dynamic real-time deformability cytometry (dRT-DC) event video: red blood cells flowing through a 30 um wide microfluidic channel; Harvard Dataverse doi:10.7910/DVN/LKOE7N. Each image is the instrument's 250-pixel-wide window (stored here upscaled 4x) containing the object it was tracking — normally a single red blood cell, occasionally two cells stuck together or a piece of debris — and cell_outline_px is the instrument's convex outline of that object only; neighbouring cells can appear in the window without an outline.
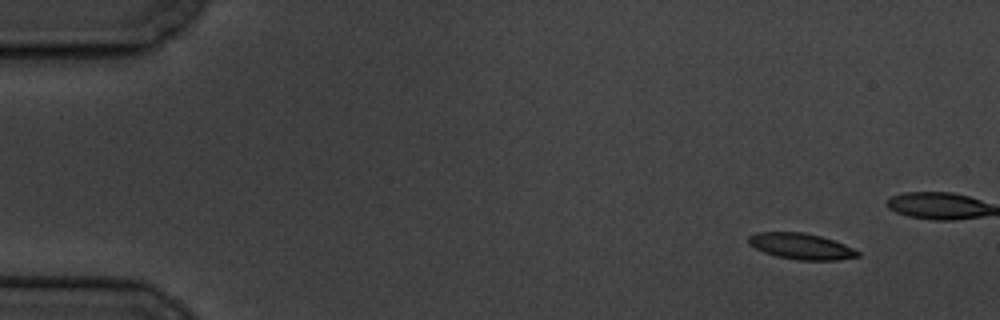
{"species": "common noctule bat (a hibernating species)", "species_latin": "Nyctalus noctula", "temperature_condition": "cold", "stored_images_in_passage": 5, "camera_frame_rate_fps": 3000, "um_per_image_px": 0.085, "animal": {"sex": "male", "body_mass_g": 19.5, "forearm_length_mm": 54.6}, "frame": {"image": 1, "passage_image": 1, "time_ms": 0.0, "image_size_px": [1000, 320], "cell_outline_px": [[860, 256], [836, 260], [796, 260], [776, 256], [764, 252], [748, 244], [748, 236], [756, 232], [804, 232], [820, 236], [844, 244], [860, 252]], "centroid_in_image_um": [68.07, 20.93], "position_along_channel_um": 16.9, "area_um2": 16.53}}